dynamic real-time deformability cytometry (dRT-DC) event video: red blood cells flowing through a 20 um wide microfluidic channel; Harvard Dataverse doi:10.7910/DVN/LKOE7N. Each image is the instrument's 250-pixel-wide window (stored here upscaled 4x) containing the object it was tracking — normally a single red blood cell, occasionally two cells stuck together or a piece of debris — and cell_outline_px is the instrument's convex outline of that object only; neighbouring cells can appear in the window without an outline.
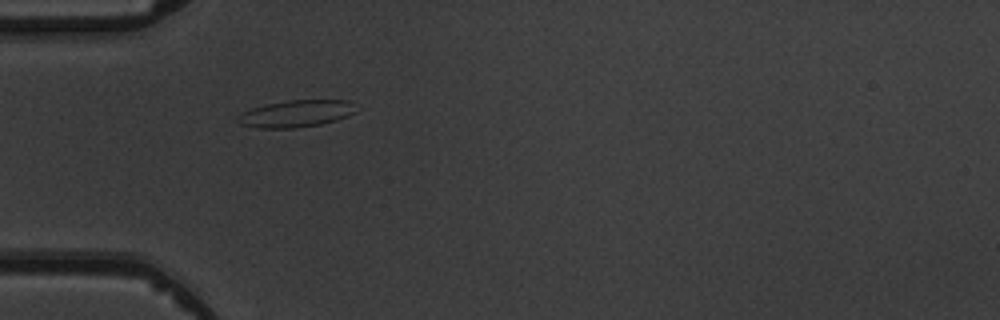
{"species": "common noctule bat (a hibernating species)", "species_latin": "Nyctalus noctula", "temperature_condition": "warm", "stored_images_in_passage": 1, "camera_frame_rate_fps": 3000, "um_per_image_px": 0.085, "animal": {"sex": "male", "body_mass_g": 19.5, "forearm_length_mm": 54.6}, "frame": {"image": 1, "passage_image": 1, "time_ms": 0.0, "image_size_px": [1000, 320], "cell_outline_px": [[356, 112], [348, 116], [336, 120], [320, 124], [296, 128], [256, 128], [240, 124], [236, 120], [236, 116], [240, 112], [252, 108], [268, 104], [288, 100], [348, 100]], "centroid_in_image_um": [25.1, 9.67], "position_along_channel_um": 59.9, "area_um2": 18.55}}